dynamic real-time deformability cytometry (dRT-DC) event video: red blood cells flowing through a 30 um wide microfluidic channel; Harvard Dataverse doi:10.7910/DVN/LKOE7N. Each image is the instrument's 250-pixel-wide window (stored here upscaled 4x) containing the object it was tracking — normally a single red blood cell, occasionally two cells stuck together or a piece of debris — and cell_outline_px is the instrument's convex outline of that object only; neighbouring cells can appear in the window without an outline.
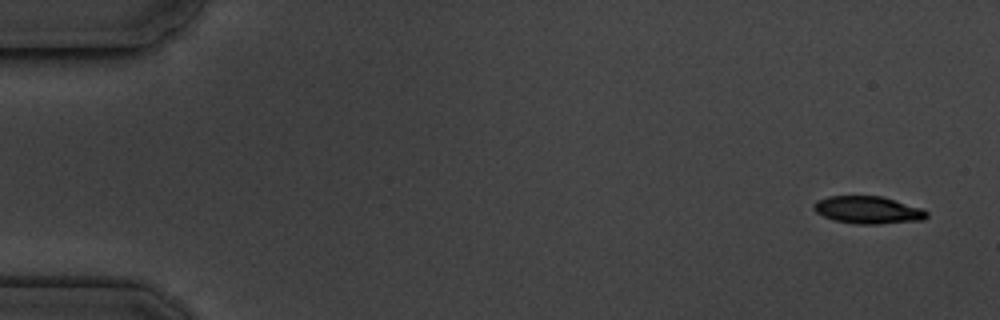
{"species": "common noctule bat (a hibernating species)", "species_latin": "Nyctalus noctula", "temperature_condition": "cold", "stored_images_in_passage": 5, "camera_frame_rate_fps": 3000, "um_per_image_px": 0.085, "animal": {"sex": "male", "body_mass_g": 19.5, "forearm_length_mm": 54.6}, "frame": {"image": 1, "passage_image": 1, "time_ms": 0.0, "image_size_px": [1000, 320], "cell_outline_px": [[928, 216], [924, 220], [880, 224], [856, 224], [832, 220], [816, 212], [812, 208], [812, 204], [816, 200], [828, 196], [884, 196], [924, 208], [928, 212]], "centroid_in_image_um": [73.8, 17.84], "position_along_channel_um": 11.2, "area_um2": 18.5}}
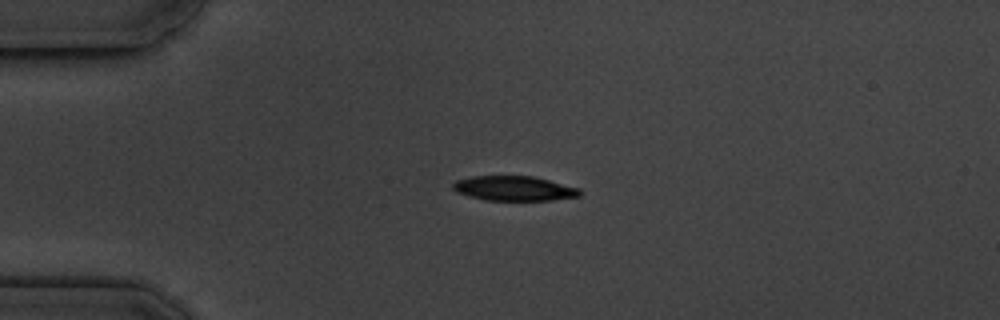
{"frame": {"image": 2, "passage_image": 4, "time_ms": 3.667, "image_size_px": [1000, 320], "cell_outline_px": [[584, 192], [580, 196], [552, 200], [488, 200], [468, 196], [456, 192], [452, 188], [452, 184], [456, 180], [472, 176], [532, 176], [580, 188]], "centroid_in_image_um": [43.71, 16.01], "position_along_channel_um": 41.3, "area_um2": 18.32}}